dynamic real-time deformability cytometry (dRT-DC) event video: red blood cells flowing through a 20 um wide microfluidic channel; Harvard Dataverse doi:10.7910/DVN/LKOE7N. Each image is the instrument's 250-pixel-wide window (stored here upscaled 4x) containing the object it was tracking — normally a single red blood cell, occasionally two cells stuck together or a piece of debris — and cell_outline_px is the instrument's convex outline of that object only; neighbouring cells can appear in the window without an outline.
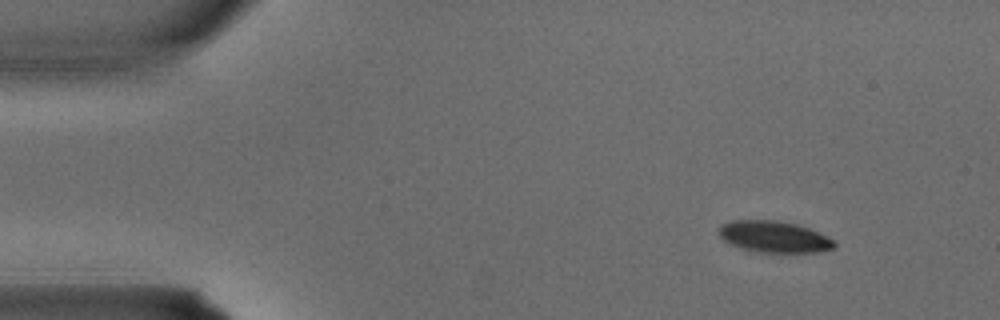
{"species": "common noctule bat (a hibernating species)", "species_latin": "Nyctalus noctula", "temperature_condition": "warm", "stored_images_in_passage": 2, "camera_frame_rate_fps": 3000, "um_per_image_px": 0.085, "animal": {"sex": "male", "body_mass_g": 15.6}, "frame": {"image": 1, "passage_image": 1, "time_ms": 0.0, "image_size_px": [1000, 320], "cell_outline_px": [[836, 244], [832, 248], [820, 252], [760, 252], [740, 248], [724, 240], [720, 236], [720, 224], [728, 220], [776, 220], [796, 224], [808, 228], [836, 240]], "centroid_in_image_um": [65.8, 20.11], "position_along_channel_um": 19.2, "area_um2": 21.1}}
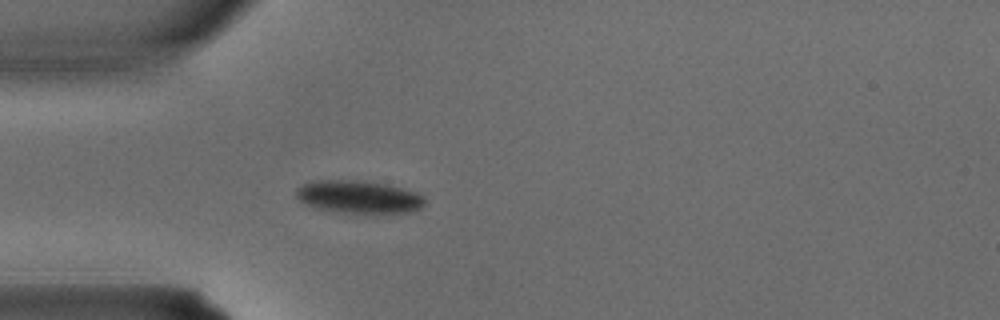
{"frame": {"image": 2, "passage_image": 2, "time_ms": 0.333, "image_size_px": [1000, 320], "cell_outline_px": [[424, 204], [420, 208], [408, 212], [336, 212], [316, 208], [304, 204], [296, 196], [296, 188], [300, 184], [308, 180], [364, 180], [388, 184], [416, 192], [424, 196]], "centroid_in_image_um": [30.42, 16.7], "position_along_channel_um": 54.6, "area_um2": 24.68}}